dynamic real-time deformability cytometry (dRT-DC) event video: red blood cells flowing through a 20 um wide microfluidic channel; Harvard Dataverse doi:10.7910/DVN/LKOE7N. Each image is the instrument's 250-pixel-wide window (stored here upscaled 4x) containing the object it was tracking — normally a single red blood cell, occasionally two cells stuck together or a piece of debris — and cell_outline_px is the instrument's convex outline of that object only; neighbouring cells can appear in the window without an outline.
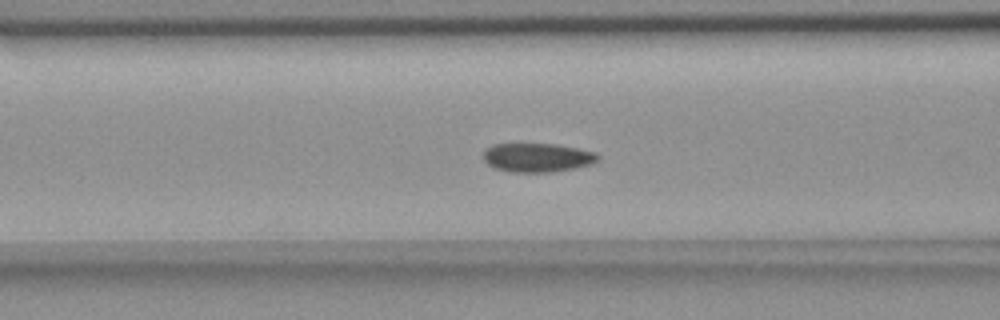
{"species": "common noctule bat (a hibernating species)", "species_latin": "Nyctalus noctula", "temperature_condition": "room temperature", "stored_images_in_passage": 57, "camera_frame_rate_fps": 3000, "um_per_image_px": 0.085, "animal": {"sex": "female", "body_mass_g": 18.4}, "frame": {"image": 1, "passage_image": 22, "time_ms": 7.0, "image_size_px": [1000, 320], "cell_outline_px": [[600, 156], [592, 164], [552, 172], [508, 172], [496, 168], [488, 164], [484, 160], [484, 152], [492, 144], [556, 144], [596, 152]], "centroid_in_image_um": [45.67, 13.39], "position_along_channel_um": 120.9, "area_um2": 19.13}}
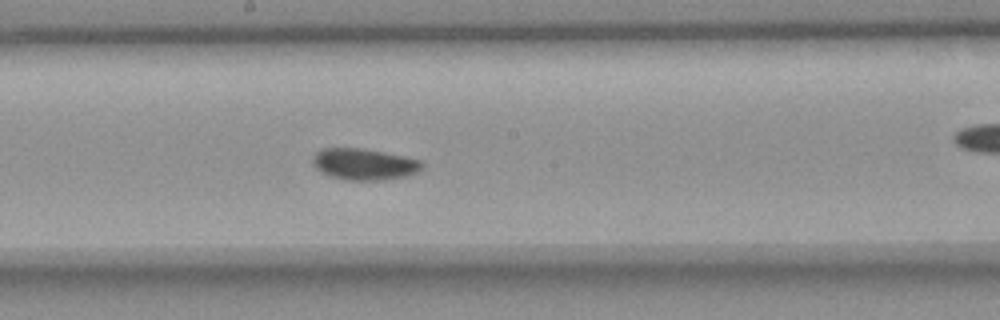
{"frame": {"image": 2, "passage_image": 30, "time_ms": 9.667, "image_size_px": [1000, 320], "cell_outline_px": [[424, 168], [408, 176], [384, 180], [344, 180], [328, 176], [320, 172], [312, 164], [312, 156], [320, 148], [360, 148], [384, 152], [404, 156], [420, 160], [424, 164]], "centroid_in_image_um": [30.93, 13.96], "position_along_channel_um": 217.3, "area_um2": 20.35}}
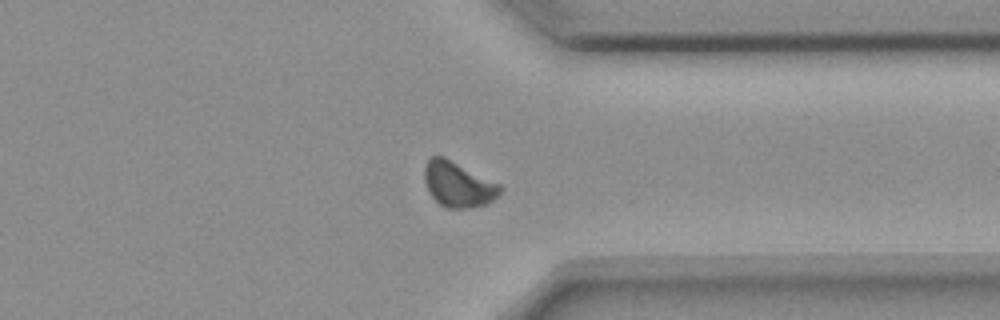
{"frame": {"image": 3, "passage_image": 43, "time_ms": 14.0, "image_size_px": [1000, 320], "cell_outline_px": [[504, 188], [492, 200], [484, 204], [468, 208], [444, 208], [428, 192], [424, 180], [424, 164], [428, 156], [444, 156], [500, 184]], "centroid_in_image_um": [38.9, 15.65], "position_along_channel_um": 372.5, "area_um2": 20.06}, "authors_computed_cell_mechanics": {"area_um2": 19.4208, "velocity_mm_per_s": 3.6216, "shape_relaxation_time_tau1_ms": 6.4594, "shape_relaxation_time_tau2_ms": null, "deformation_change_tau1": 0.0957, "deformation_change_tau2": null}}